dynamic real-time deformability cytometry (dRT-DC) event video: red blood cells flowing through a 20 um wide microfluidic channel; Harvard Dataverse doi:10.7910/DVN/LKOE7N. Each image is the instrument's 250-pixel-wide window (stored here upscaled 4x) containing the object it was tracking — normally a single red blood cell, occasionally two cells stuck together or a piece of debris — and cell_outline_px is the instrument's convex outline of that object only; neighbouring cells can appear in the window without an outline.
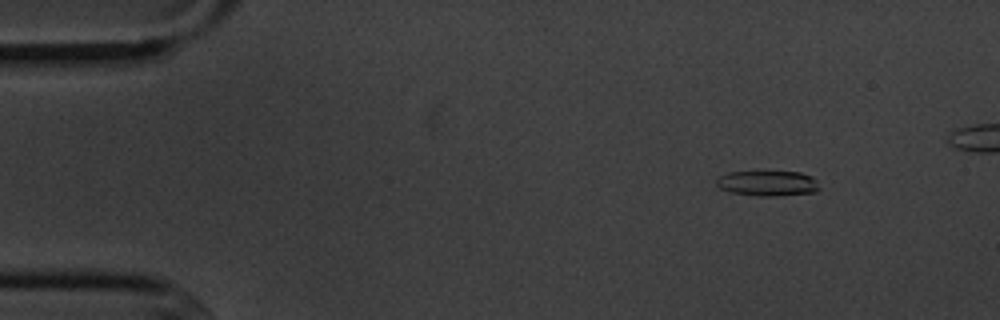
{"species": "common noctule bat (a hibernating species)", "species_latin": "Nyctalus noctula", "temperature_condition": "cold", "stored_images_in_passage": 8, "camera_frame_rate_fps": 3000, "um_per_image_px": 0.085, "animal": {"sex": "male", "body_mass_g": 20.1, "forearm_length_mm": 53.5}, "frame": {"image": 1, "passage_image": 2, "time_ms": 1.333, "image_size_px": [1000, 320], "cell_outline_px": [[820, 188], [816, 192], [776, 196], [756, 196], [732, 192], [720, 188], [716, 184], [716, 180], [720, 176], [728, 172], [800, 172], [812, 176], [816, 180]], "centroid_in_image_um": [65.28, 15.58], "position_along_channel_um": 19.7, "area_um2": 15.14}}
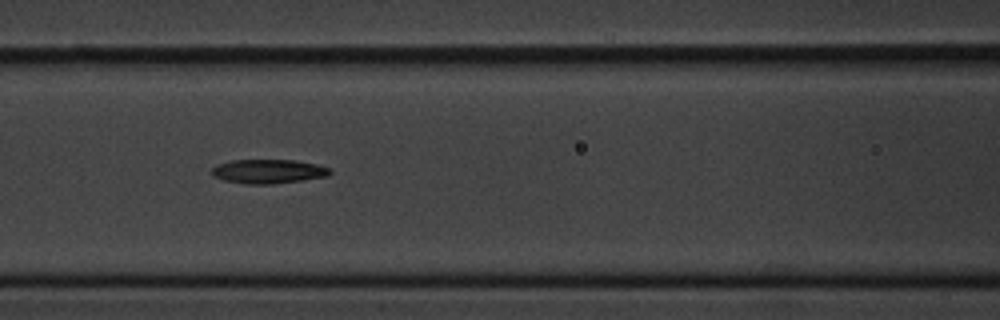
{"frame": {"image": 2, "passage_image": 7, "time_ms": 7.0, "image_size_px": [1000, 320], "cell_outline_px": [[332, 172], [328, 176], [304, 180], [272, 184], [244, 184], [224, 180], [212, 176], [212, 168], [216, 164], [232, 160], [296, 160], [316, 164], [328, 168]], "centroid_in_image_um": [22.79, 14.57], "position_along_channel_um": 143.8, "area_um2": 16.7}}
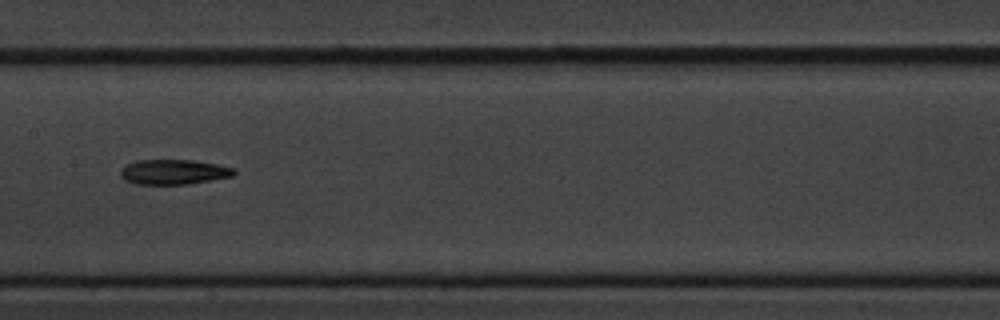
{"frame": {"image": 3, "passage_image": 8, "time_ms": 8.333, "image_size_px": [1000, 320], "cell_outline_px": [[236, 172], [232, 176], [188, 184], [136, 184], [124, 180], [120, 176], [120, 172], [128, 164], [136, 160], [196, 160], [216, 164], [232, 168]], "centroid_in_image_um": [14.74, 14.61], "position_along_channel_um": 192.7, "area_um2": 16.36}}